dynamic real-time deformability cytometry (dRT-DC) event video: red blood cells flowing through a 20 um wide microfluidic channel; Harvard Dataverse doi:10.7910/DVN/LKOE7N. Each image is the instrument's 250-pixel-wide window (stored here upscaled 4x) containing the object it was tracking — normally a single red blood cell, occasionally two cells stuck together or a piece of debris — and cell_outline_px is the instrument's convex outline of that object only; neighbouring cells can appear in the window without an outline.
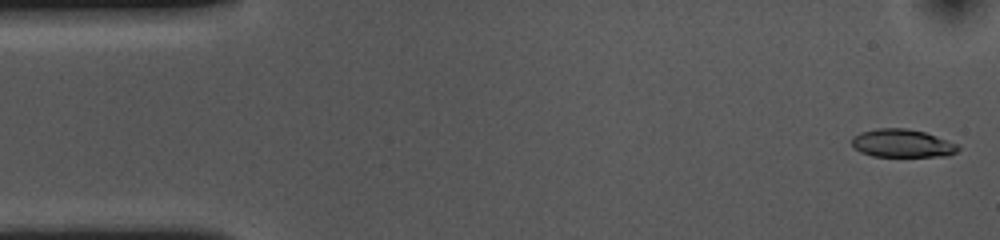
{"species": "common noctule bat (a hibernating species)", "species_latin": "Nyctalus noctula", "temperature_condition": "cold", "stored_images_in_passage": 53, "camera_frame_rate_fps": 3000, "um_per_image_px": 0.085, "animal": {"sex": "female", "body_mass_g": 10.0, "forearm_length_mm": 53.1}, "frame": {"image": 1, "passage_image": 1, "time_ms": 0.0, "image_size_px": [1000, 240], "cell_outline_px": [[960, 148], [956, 152], [948, 156], [872, 156], [860, 152], [852, 144], [852, 136], [860, 132], [876, 128], [904, 128], [924, 132], [960, 144]], "centroid_in_image_um": [76.7, 12.18], "position_along_channel_um": 8.3, "area_um2": 17.46}}
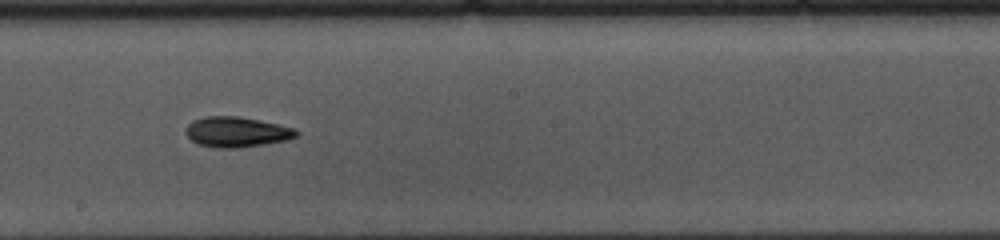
{"frame": {"image": 2, "passage_image": 28, "time_ms": 9.0, "image_size_px": [1000, 240], "cell_outline_px": [[300, 132], [296, 136], [288, 140], [240, 148], [216, 148], [196, 144], [184, 132], [188, 124], [192, 120], [204, 116], [240, 116], [260, 120], [296, 128]], "centroid_in_image_um": [20.11, 11.21], "position_along_channel_um": 228.1, "area_um2": 19.83}}
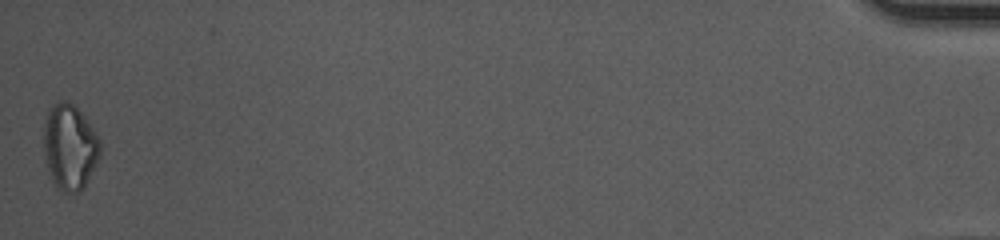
{"frame": {"image": 3, "passage_image": 53, "time_ms": 17.333, "image_size_px": [1000, 240], "cell_outline_px": [[100, 156], [84, 188], [80, 192], [64, 192], [52, 180], [48, 168], [44, 152], [44, 124], [48, 108], [52, 104], [60, 100], [68, 100], [84, 116], [96, 132], [100, 140]], "centroid_in_image_um": [5.93, 12.46], "position_along_channel_um": 429.3, "area_um2": 28.09}, "authors_computed_cell_mechanics": {"area_um2": 18.8428, "velocity_mm_per_s": 3.6394, "shape_relaxation_time_tau1_ms": 5.7587, "shape_relaxation_time_tau2_ms": 10.6451, "deformation_change_tau1": 0.1501, "deformation_change_tau2": 0.2079}}